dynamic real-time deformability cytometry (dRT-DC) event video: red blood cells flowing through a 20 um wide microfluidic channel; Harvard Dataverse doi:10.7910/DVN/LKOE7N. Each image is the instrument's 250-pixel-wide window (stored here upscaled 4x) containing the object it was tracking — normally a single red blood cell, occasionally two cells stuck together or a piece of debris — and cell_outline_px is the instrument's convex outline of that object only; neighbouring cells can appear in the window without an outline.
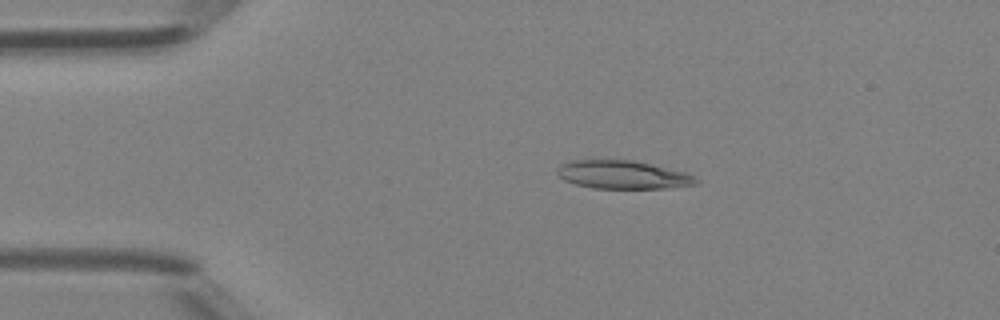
{"species": "Egyptian fruit bat (a non-hibernating species)", "species_latin": "Rousettus aegyptiacus", "temperature_condition": "room temperature", "stored_images_in_passage": 34, "camera_frame_rate_fps": 3000, "um_per_image_px": 0.085, "animal": {"sex": "female"}, "frame": {"image": 1, "passage_image": 3, "time_ms": 0.667, "image_size_px": [1000, 320], "cell_outline_px": [[700, 184], [668, 188], [592, 188], [576, 184], [564, 180], [556, 172], [560, 164], [572, 160], [632, 160], [684, 172], [696, 176], [700, 180]], "centroid_in_image_um": [52.97, 14.86], "position_along_channel_um": 32.0, "area_um2": 22.83}}
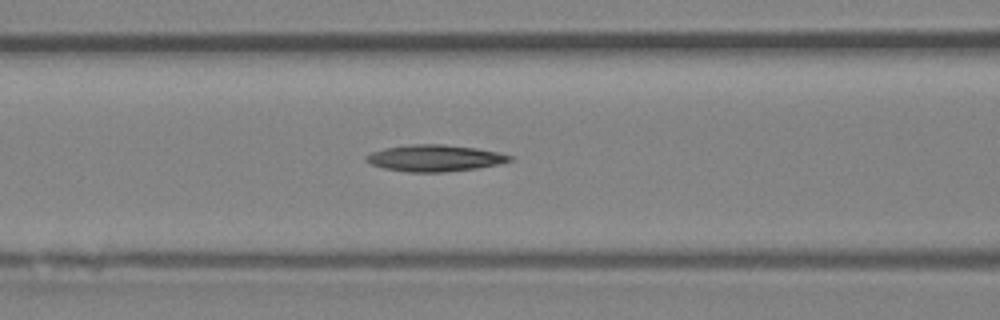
{"frame": {"image": 2, "passage_image": 13, "time_ms": 4.0, "image_size_px": [1000, 320], "cell_outline_px": [[512, 160], [500, 164], [476, 168], [444, 172], [408, 172], [384, 168], [372, 164], [364, 160], [364, 156], [372, 152], [384, 148], [408, 144], [444, 144], [476, 148], [496, 152], [512, 156]], "centroid_in_image_um": [36.92, 13.43], "position_along_channel_um": 129.7, "area_um2": 22.2}}
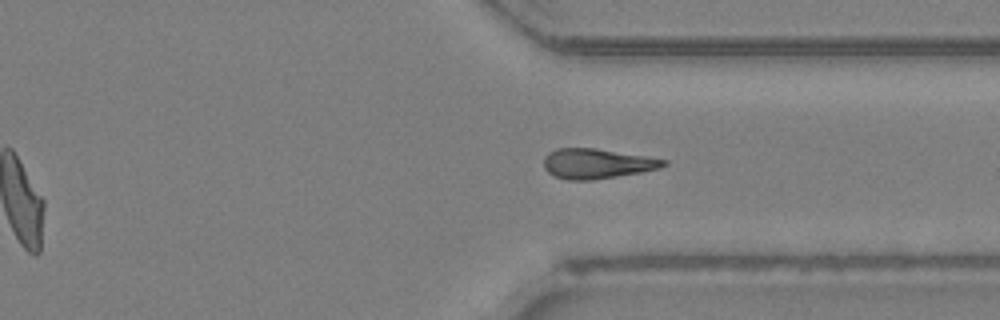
{"frame": {"image": 3, "passage_image": 29, "time_ms": 9.333, "image_size_px": [1000, 320], "cell_outline_px": [[668, 164], [660, 168], [640, 172], [592, 180], [568, 180], [556, 176], [548, 172], [544, 168], [544, 156], [548, 152], [556, 148], [596, 148], [668, 160]], "centroid_in_image_um": [50.72, 13.9], "position_along_channel_um": 360.7, "area_um2": 20.81}}